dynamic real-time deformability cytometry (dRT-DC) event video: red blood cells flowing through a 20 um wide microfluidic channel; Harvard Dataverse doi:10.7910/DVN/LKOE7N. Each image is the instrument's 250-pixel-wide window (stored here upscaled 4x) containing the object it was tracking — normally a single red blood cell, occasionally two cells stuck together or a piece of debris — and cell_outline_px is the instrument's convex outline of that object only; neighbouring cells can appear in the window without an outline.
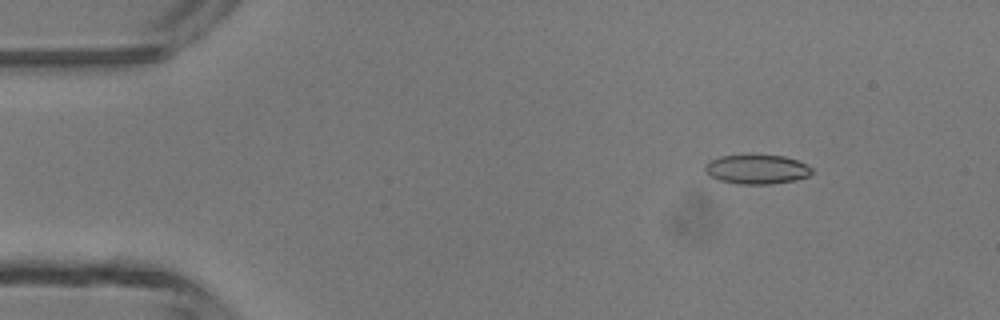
{"species": "common noctule bat (a hibernating species)", "species_latin": "Nyctalus noctula", "temperature_condition": "room temperature", "stored_images_in_passage": 3, "camera_frame_rate_fps": 3000, "um_per_image_px": 0.085, "animal": {"sex": "male", "body_mass_g": 13.3}, "frame": {"image": 1, "passage_image": 1, "time_ms": 0.0, "image_size_px": [1000, 320], "cell_outline_px": [[812, 172], [808, 176], [796, 180], [772, 184], [740, 184], [720, 180], [704, 172], [704, 164], [708, 160], [720, 156], [784, 156], [796, 160], [812, 168]], "centroid_in_image_um": [64.3, 14.4], "position_along_channel_um": 20.7, "area_um2": 18.03}}